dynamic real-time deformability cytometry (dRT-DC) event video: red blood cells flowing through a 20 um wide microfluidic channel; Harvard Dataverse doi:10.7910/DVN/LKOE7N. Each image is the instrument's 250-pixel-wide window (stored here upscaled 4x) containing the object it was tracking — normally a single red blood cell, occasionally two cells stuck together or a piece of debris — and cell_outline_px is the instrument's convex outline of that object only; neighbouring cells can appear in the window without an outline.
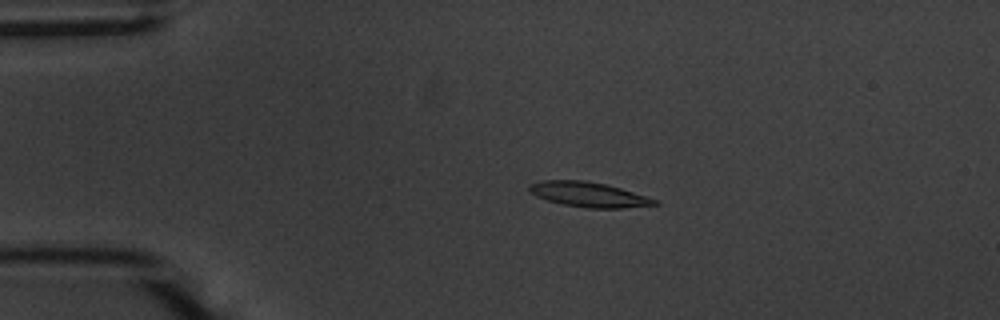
{"species": "common noctule bat (a hibernating species)", "species_latin": "Nyctalus noctula", "temperature_condition": "warm", "stored_images_in_passage": 55, "camera_frame_rate_fps": 3000, "um_per_image_px": 0.085, "animal": {"sex": "male", "body_mass_g": 20.1, "forearm_length_mm": 53.5}, "frame": {"image": 1, "passage_image": 12, "time_ms": 3.667, "image_size_px": [1000, 320], "cell_outline_px": [[660, 204], [620, 208], [588, 208], [564, 204], [548, 200], [536, 196], [528, 192], [528, 184], [540, 180], [584, 180], [604, 184], [620, 188], [660, 200]], "centroid_in_image_um": [50.02, 16.52], "position_along_channel_um": 35.0, "area_um2": 18.21}}
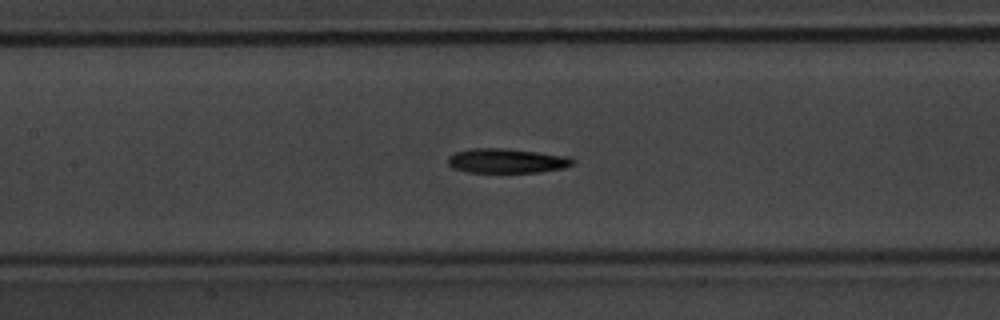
{"frame": {"image": 2, "passage_image": 26, "time_ms": 8.333, "image_size_px": [1000, 320], "cell_outline_px": [[576, 164], [564, 168], [540, 172], [468, 172], [452, 168], [448, 164], [448, 156], [456, 152], [472, 148], [504, 148], [568, 156], [576, 160]], "centroid_in_image_um": [43.1, 13.67], "position_along_channel_um": 164.3, "area_um2": 17.92}}
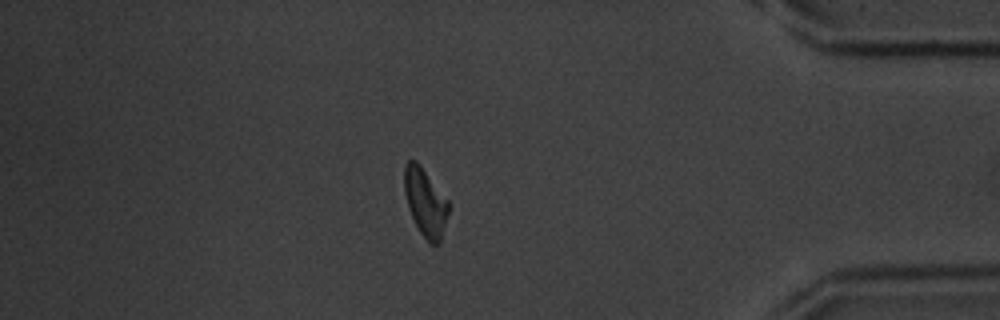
{"frame": {"image": 3, "passage_image": 48, "time_ms": 15.667, "image_size_px": [1000, 320], "cell_outline_px": [[448, 212], [440, 244], [428, 244], [420, 232], [408, 208], [404, 192], [404, 164], [408, 160], [416, 160], [420, 164], [448, 200]], "centroid_in_image_um": [36.14, 17.19], "position_along_channel_um": 399.1, "area_um2": 17.51}, "authors_computed_cell_mechanics": {"area_um2": 17.8024, "velocity_mm_per_s": 3.6717, "shape_relaxation_time_tau1_ms": 3.5337, "shape_relaxation_time_tau2_ms": 4.1005, "deformation_change_tau1": 0.1516, "deformation_change_tau2": 0.1412}}